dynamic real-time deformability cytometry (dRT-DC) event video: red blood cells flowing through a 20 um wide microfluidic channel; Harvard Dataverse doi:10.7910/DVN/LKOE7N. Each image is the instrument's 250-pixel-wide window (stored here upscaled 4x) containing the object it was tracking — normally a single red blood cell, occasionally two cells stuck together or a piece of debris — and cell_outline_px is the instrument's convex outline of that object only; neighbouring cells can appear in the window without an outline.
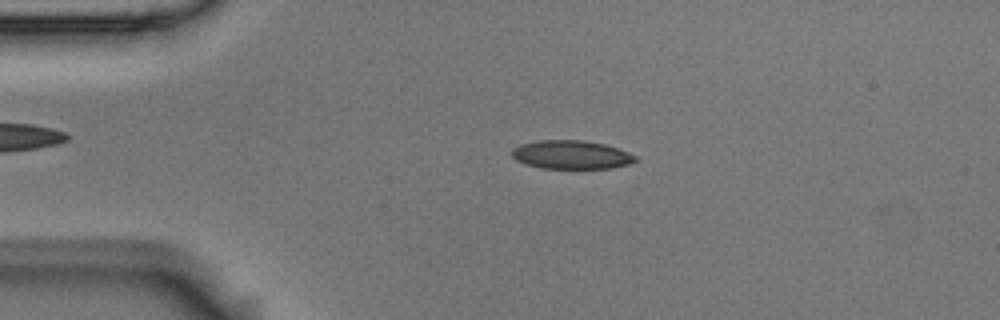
{"species": "Egyptian fruit bat (a non-hibernating species)", "species_latin": "Rousettus aegyptiacus", "temperature_condition": "room temperature", "stored_images_in_passage": 5, "camera_frame_rate_fps": 3000, "um_per_image_px": 0.085, "animal": {"sex": "male"}, "frame": {"image": 1, "passage_image": 4, "time_ms": 1.0, "image_size_px": [1000, 320], "cell_outline_px": [[636, 160], [628, 164], [612, 168], [540, 168], [516, 160], [512, 156], [512, 148], [520, 144], [540, 140], [584, 140], [604, 144], [628, 152], [636, 156]], "centroid_in_image_um": [48.54, 13.14], "position_along_channel_um": 36.5, "area_um2": 20.4}}